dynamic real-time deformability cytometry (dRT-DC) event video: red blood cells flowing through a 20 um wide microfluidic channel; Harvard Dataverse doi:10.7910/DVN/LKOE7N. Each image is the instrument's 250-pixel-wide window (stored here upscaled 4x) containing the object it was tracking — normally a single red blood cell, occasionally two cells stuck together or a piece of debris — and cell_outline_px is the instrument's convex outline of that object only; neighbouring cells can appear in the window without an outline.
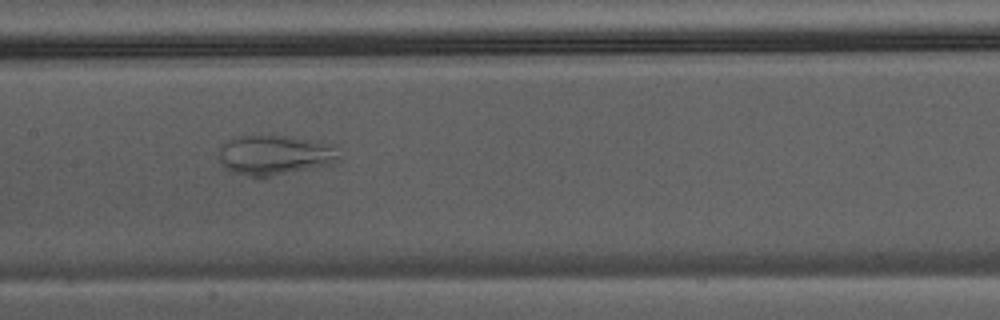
{"species": "Egyptian fruit bat (a non-hibernating species)", "species_latin": "Rousettus aegyptiacus", "temperature_condition": "warm", "stored_images_in_passage": 18, "camera_frame_rate_fps": 3000, "um_per_image_px": 0.085, "animal": {"sex": "male"}, "frame": {"image": 1, "passage_image": 8, "time_ms": 2.333, "image_size_px": [1000, 320], "cell_outline_px": [[340, 160], [332, 164], [312, 168], [268, 176], [252, 176], [228, 172], [224, 168], [220, 160], [220, 148], [228, 140], [240, 136], [292, 136], [320, 144], [332, 148]], "centroid_in_image_um": [23.25, 13.2], "position_along_channel_um": 184.1, "area_um2": 26.93}}
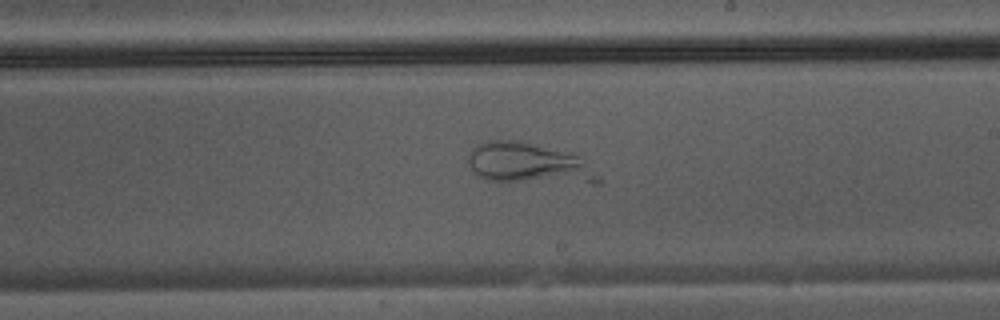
{"frame": {"image": 2, "passage_image": 12, "time_ms": 3.667, "image_size_px": [1000, 320], "cell_outline_px": [[600, 184], [592, 184], [488, 180], [476, 176], [472, 172], [464, 160], [472, 148], [476, 144], [492, 140], [524, 140], [572, 152], [580, 156], [600, 176]], "centroid_in_image_um": [44.93, 13.88], "position_along_channel_um": 244.1, "area_um2": 32.02}}